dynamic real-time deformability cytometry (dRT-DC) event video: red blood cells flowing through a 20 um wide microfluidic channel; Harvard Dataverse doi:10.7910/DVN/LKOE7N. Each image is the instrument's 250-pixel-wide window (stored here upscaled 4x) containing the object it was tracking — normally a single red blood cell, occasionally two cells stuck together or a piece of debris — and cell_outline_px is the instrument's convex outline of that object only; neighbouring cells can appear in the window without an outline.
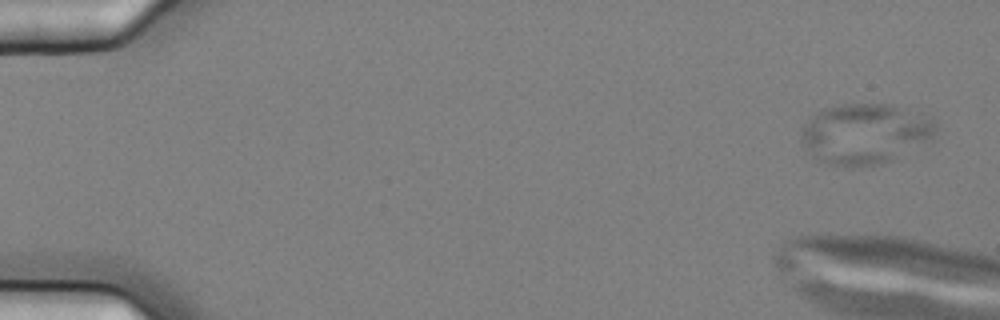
{"species": "common noctule bat (a hibernating species)", "species_latin": "Nyctalus noctula", "temperature_condition": "cold", "stored_images_in_passage": 4, "camera_frame_rate_fps": 3000, "um_per_image_px": 0.085, "animal": {"sex": "female", "body_mass_g": 25.1}, "frame": {"image": 1, "passage_image": 1, "time_ms": 0.0, "image_size_px": [1000, 320], "cell_outline_px": [[936, 128], [932, 140], [880, 164], [856, 168], [832, 168], [816, 160], [812, 156], [800, 140], [804, 124], [812, 116], [828, 108], [844, 104], [892, 104], [920, 112], [932, 116], [936, 120]], "centroid_in_image_um": [73.54, 11.4], "position_along_channel_um": 11.5, "area_um2": 48.09}}